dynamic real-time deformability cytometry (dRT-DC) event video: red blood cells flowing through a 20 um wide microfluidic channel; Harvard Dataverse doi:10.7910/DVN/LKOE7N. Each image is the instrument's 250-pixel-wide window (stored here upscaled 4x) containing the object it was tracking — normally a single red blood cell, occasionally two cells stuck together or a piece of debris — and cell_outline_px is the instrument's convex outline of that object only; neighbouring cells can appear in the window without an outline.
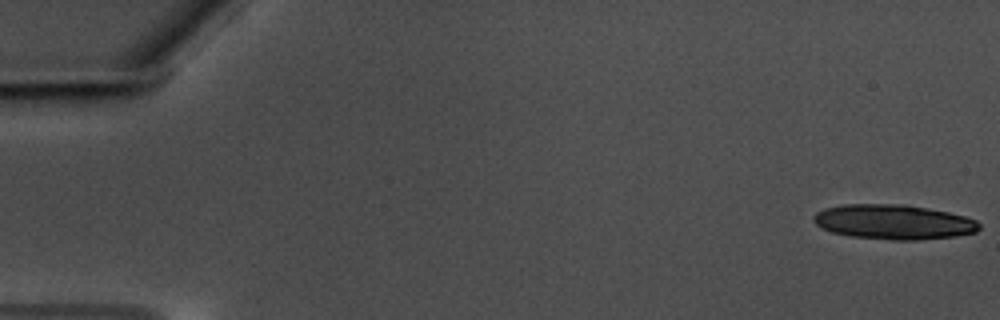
{"species": "common noctule bat (a hibernating species)", "species_latin": "Nyctalus noctula", "temperature_condition": "warm", "stored_images_in_passage": 18, "camera_frame_rate_fps": 3000, "um_per_image_px": 0.085, "animal": {"sex": "male", "body_mass_g": 17.5, "forearm_length_mm": 52.3}, "frame": {"image": 1, "passage_image": 1, "time_ms": 0.0, "image_size_px": [1000, 320], "cell_outline_px": [[980, 228], [976, 232], [956, 236], [916, 240], [892, 240], [852, 236], [832, 232], [816, 224], [812, 220], [812, 216], [816, 212], [824, 208], [844, 204], [904, 204], [928, 208], [948, 212], [964, 216], [976, 220], [980, 224]], "centroid_in_image_um": [75.95, 18.86], "position_along_channel_um": 9.0, "area_um2": 33.58}}